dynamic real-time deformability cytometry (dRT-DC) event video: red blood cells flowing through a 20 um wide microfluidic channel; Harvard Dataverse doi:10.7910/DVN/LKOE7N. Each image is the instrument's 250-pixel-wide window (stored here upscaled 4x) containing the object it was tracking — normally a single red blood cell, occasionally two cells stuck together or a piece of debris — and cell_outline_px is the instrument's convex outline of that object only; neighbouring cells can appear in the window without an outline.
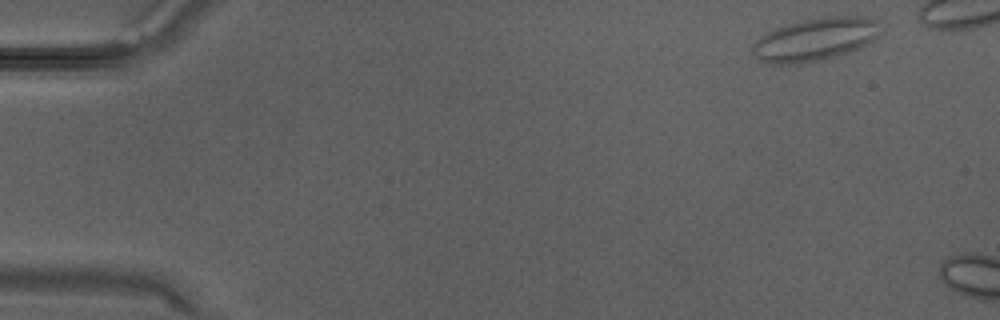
{"species": "Egyptian fruit bat (a non-hibernating species)", "species_latin": "Rousettus aegyptiacus", "temperature_condition": "warm", "stored_images_in_passage": 4, "segment_of_instrument_passage": [1, 2], "camera_frame_rate_fps": 3000, "um_per_image_px": 0.085, "animal": {"sex": "male"}, "frame": {"image": 1, "passage_image": 1, "time_ms": 0.0, "image_size_px": [1000, 320], "cell_outline_px": [[876, 36], [868, 44], [860, 48], [836, 56], [820, 60], [800, 64], [772, 64], [756, 56], [752, 52], [752, 44], [760, 36], [776, 28], [788, 24], [804, 20], [832, 16], [864, 16], [876, 20]], "centroid_in_image_um": [69.25, 3.36], "position_along_channel_um": 15.7, "area_um2": 31.39}}